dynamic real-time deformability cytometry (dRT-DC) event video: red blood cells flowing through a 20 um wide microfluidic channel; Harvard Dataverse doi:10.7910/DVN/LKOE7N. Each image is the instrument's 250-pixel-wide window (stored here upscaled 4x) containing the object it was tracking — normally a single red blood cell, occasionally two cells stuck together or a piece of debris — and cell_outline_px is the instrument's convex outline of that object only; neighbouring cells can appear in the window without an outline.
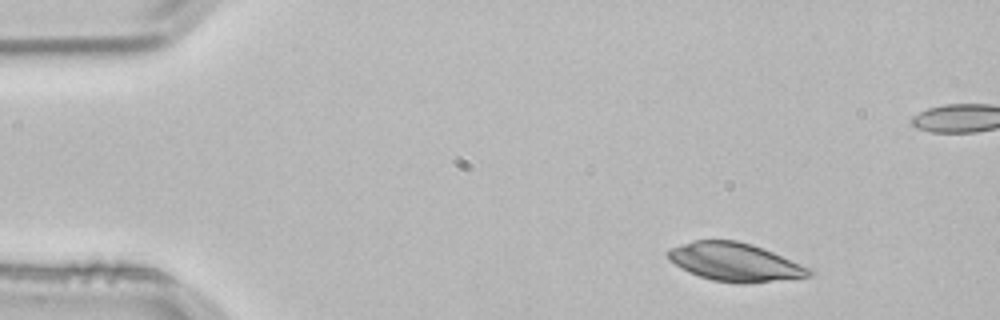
{"species": "common noctule bat (a hibernating species)", "species_latin": "Nyctalus noctula", "temperature_condition": "room temperature", "stored_images_in_passage": 4, "camera_frame_rate_fps": 3000, "um_per_image_px": 0.085, "animal": {"sex": "male", "body_mass_g": 21.5, "forearm_length_mm": 52.0}, "frame": {"image": 1, "passage_image": 1, "time_ms": 0.0, "image_size_px": [1000, 320], "cell_outline_px": [[816, 272], [812, 276], [748, 284], [740, 284], [712, 280], [688, 272], [680, 268], [668, 260], [668, 252], [672, 248], [692, 240], [736, 240], [752, 244], [812, 268]], "centroid_in_image_um": [62.5, 22.29], "position_along_channel_um": 22.5, "area_um2": 31.67}}